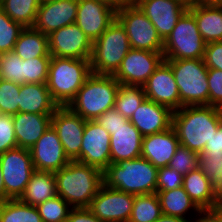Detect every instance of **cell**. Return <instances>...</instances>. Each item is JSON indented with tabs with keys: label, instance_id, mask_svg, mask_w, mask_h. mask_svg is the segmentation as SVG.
Listing matches in <instances>:
<instances>
[{
	"label": "cell",
	"instance_id": "1",
	"mask_svg": "<svg viewBox=\"0 0 222 222\" xmlns=\"http://www.w3.org/2000/svg\"><path fill=\"white\" fill-rule=\"evenodd\" d=\"M222 109L209 105L183 106L173 112L172 127L180 145L198 154L217 131Z\"/></svg>",
	"mask_w": 222,
	"mask_h": 222
},
{
	"label": "cell",
	"instance_id": "2",
	"mask_svg": "<svg viewBox=\"0 0 222 222\" xmlns=\"http://www.w3.org/2000/svg\"><path fill=\"white\" fill-rule=\"evenodd\" d=\"M54 174L57 195L72 208H88L103 184L101 170L78 161H70Z\"/></svg>",
	"mask_w": 222,
	"mask_h": 222
},
{
	"label": "cell",
	"instance_id": "3",
	"mask_svg": "<svg viewBox=\"0 0 222 222\" xmlns=\"http://www.w3.org/2000/svg\"><path fill=\"white\" fill-rule=\"evenodd\" d=\"M157 171L158 168L143 157L111 163L103 171V184L133 195L156 193Z\"/></svg>",
	"mask_w": 222,
	"mask_h": 222
},
{
	"label": "cell",
	"instance_id": "4",
	"mask_svg": "<svg viewBox=\"0 0 222 222\" xmlns=\"http://www.w3.org/2000/svg\"><path fill=\"white\" fill-rule=\"evenodd\" d=\"M91 74L90 59L51 56L46 85L58 106H68Z\"/></svg>",
	"mask_w": 222,
	"mask_h": 222
},
{
	"label": "cell",
	"instance_id": "5",
	"mask_svg": "<svg viewBox=\"0 0 222 222\" xmlns=\"http://www.w3.org/2000/svg\"><path fill=\"white\" fill-rule=\"evenodd\" d=\"M120 83L113 75L92 73L79 89L68 107L87 120H96L107 110L114 108Z\"/></svg>",
	"mask_w": 222,
	"mask_h": 222
},
{
	"label": "cell",
	"instance_id": "6",
	"mask_svg": "<svg viewBox=\"0 0 222 222\" xmlns=\"http://www.w3.org/2000/svg\"><path fill=\"white\" fill-rule=\"evenodd\" d=\"M131 46L125 28L115 21L93 42L91 71L98 75H114Z\"/></svg>",
	"mask_w": 222,
	"mask_h": 222
},
{
	"label": "cell",
	"instance_id": "7",
	"mask_svg": "<svg viewBox=\"0 0 222 222\" xmlns=\"http://www.w3.org/2000/svg\"><path fill=\"white\" fill-rule=\"evenodd\" d=\"M173 71L183 106L209 105L208 68L203 59L165 60Z\"/></svg>",
	"mask_w": 222,
	"mask_h": 222
},
{
	"label": "cell",
	"instance_id": "8",
	"mask_svg": "<svg viewBox=\"0 0 222 222\" xmlns=\"http://www.w3.org/2000/svg\"><path fill=\"white\" fill-rule=\"evenodd\" d=\"M204 42L194 15L187 9L163 42L164 60L203 59Z\"/></svg>",
	"mask_w": 222,
	"mask_h": 222
},
{
	"label": "cell",
	"instance_id": "9",
	"mask_svg": "<svg viewBox=\"0 0 222 222\" xmlns=\"http://www.w3.org/2000/svg\"><path fill=\"white\" fill-rule=\"evenodd\" d=\"M116 19L125 28L131 48L163 52V40L155 26L135 4L117 9Z\"/></svg>",
	"mask_w": 222,
	"mask_h": 222
},
{
	"label": "cell",
	"instance_id": "10",
	"mask_svg": "<svg viewBox=\"0 0 222 222\" xmlns=\"http://www.w3.org/2000/svg\"><path fill=\"white\" fill-rule=\"evenodd\" d=\"M5 194L8 199H19L35 171L28 149L16 147L0 155Z\"/></svg>",
	"mask_w": 222,
	"mask_h": 222
},
{
	"label": "cell",
	"instance_id": "11",
	"mask_svg": "<svg viewBox=\"0 0 222 222\" xmlns=\"http://www.w3.org/2000/svg\"><path fill=\"white\" fill-rule=\"evenodd\" d=\"M134 195L102 184L88 209L102 222H128Z\"/></svg>",
	"mask_w": 222,
	"mask_h": 222
},
{
	"label": "cell",
	"instance_id": "12",
	"mask_svg": "<svg viewBox=\"0 0 222 222\" xmlns=\"http://www.w3.org/2000/svg\"><path fill=\"white\" fill-rule=\"evenodd\" d=\"M163 60V52L131 48L113 77L120 84L143 86Z\"/></svg>",
	"mask_w": 222,
	"mask_h": 222
},
{
	"label": "cell",
	"instance_id": "13",
	"mask_svg": "<svg viewBox=\"0 0 222 222\" xmlns=\"http://www.w3.org/2000/svg\"><path fill=\"white\" fill-rule=\"evenodd\" d=\"M102 172L111 164L110 134L96 120H87L80 155L74 160Z\"/></svg>",
	"mask_w": 222,
	"mask_h": 222
},
{
	"label": "cell",
	"instance_id": "14",
	"mask_svg": "<svg viewBox=\"0 0 222 222\" xmlns=\"http://www.w3.org/2000/svg\"><path fill=\"white\" fill-rule=\"evenodd\" d=\"M49 54L54 57L90 59L93 42L76 25H66L48 35Z\"/></svg>",
	"mask_w": 222,
	"mask_h": 222
},
{
	"label": "cell",
	"instance_id": "15",
	"mask_svg": "<svg viewBox=\"0 0 222 222\" xmlns=\"http://www.w3.org/2000/svg\"><path fill=\"white\" fill-rule=\"evenodd\" d=\"M86 120L68 106H59L52 114L51 125L57 132L66 156L74 161L81 150Z\"/></svg>",
	"mask_w": 222,
	"mask_h": 222
},
{
	"label": "cell",
	"instance_id": "16",
	"mask_svg": "<svg viewBox=\"0 0 222 222\" xmlns=\"http://www.w3.org/2000/svg\"><path fill=\"white\" fill-rule=\"evenodd\" d=\"M117 10L100 0H78L76 25L92 41H96L115 21Z\"/></svg>",
	"mask_w": 222,
	"mask_h": 222
},
{
	"label": "cell",
	"instance_id": "17",
	"mask_svg": "<svg viewBox=\"0 0 222 222\" xmlns=\"http://www.w3.org/2000/svg\"><path fill=\"white\" fill-rule=\"evenodd\" d=\"M146 98L170 108H181V99L171 66L163 60L142 86Z\"/></svg>",
	"mask_w": 222,
	"mask_h": 222
},
{
	"label": "cell",
	"instance_id": "18",
	"mask_svg": "<svg viewBox=\"0 0 222 222\" xmlns=\"http://www.w3.org/2000/svg\"><path fill=\"white\" fill-rule=\"evenodd\" d=\"M34 169L56 172L71 160L66 156L57 132L50 125L38 141L29 149Z\"/></svg>",
	"mask_w": 222,
	"mask_h": 222
},
{
	"label": "cell",
	"instance_id": "19",
	"mask_svg": "<svg viewBox=\"0 0 222 222\" xmlns=\"http://www.w3.org/2000/svg\"><path fill=\"white\" fill-rule=\"evenodd\" d=\"M134 4L155 26L163 42L171 34L179 18L188 9L176 0H134Z\"/></svg>",
	"mask_w": 222,
	"mask_h": 222
},
{
	"label": "cell",
	"instance_id": "20",
	"mask_svg": "<svg viewBox=\"0 0 222 222\" xmlns=\"http://www.w3.org/2000/svg\"><path fill=\"white\" fill-rule=\"evenodd\" d=\"M78 0L41 1L33 28L45 35L76 22Z\"/></svg>",
	"mask_w": 222,
	"mask_h": 222
},
{
	"label": "cell",
	"instance_id": "21",
	"mask_svg": "<svg viewBox=\"0 0 222 222\" xmlns=\"http://www.w3.org/2000/svg\"><path fill=\"white\" fill-rule=\"evenodd\" d=\"M173 111L145 98L132 114L129 121L144 137L166 131L172 127Z\"/></svg>",
	"mask_w": 222,
	"mask_h": 222
},
{
	"label": "cell",
	"instance_id": "22",
	"mask_svg": "<svg viewBox=\"0 0 222 222\" xmlns=\"http://www.w3.org/2000/svg\"><path fill=\"white\" fill-rule=\"evenodd\" d=\"M179 145L176 132L171 127L166 131L144 136L141 145V157L157 168L165 167L169 165Z\"/></svg>",
	"mask_w": 222,
	"mask_h": 222
},
{
	"label": "cell",
	"instance_id": "23",
	"mask_svg": "<svg viewBox=\"0 0 222 222\" xmlns=\"http://www.w3.org/2000/svg\"><path fill=\"white\" fill-rule=\"evenodd\" d=\"M143 136L128 120L110 135L111 163L132 160L141 157Z\"/></svg>",
	"mask_w": 222,
	"mask_h": 222
},
{
	"label": "cell",
	"instance_id": "24",
	"mask_svg": "<svg viewBox=\"0 0 222 222\" xmlns=\"http://www.w3.org/2000/svg\"><path fill=\"white\" fill-rule=\"evenodd\" d=\"M12 117L18 147L29 150L51 125L52 114L18 112Z\"/></svg>",
	"mask_w": 222,
	"mask_h": 222
},
{
	"label": "cell",
	"instance_id": "25",
	"mask_svg": "<svg viewBox=\"0 0 222 222\" xmlns=\"http://www.w3.org/2000/svg\"><path fill=\"white\" fill-rule=\"evenodd\" d=\"M182 187L202 211L221 208L220 197L212 189L210 180L199 167L183 176Z\"/></svg>",
	"mask_w": 222,
	"mask_h": 222
},
{
	"label": "cell",
	"instance_id": "26",
	"mask_svg": "<svg viewBox=\"0 0 222 222\" xmlns=\"http://www.w3.org/2000/svg\"><path fill=\"white\" fill-rule=\"evenodd\" d=\"M58 107L46 84L24 83L20 85L18 112L53 114Z\"/></svg>",
	"mask_w": 222,
	"mask_h": 222
},
{
	"label": "cell",
	"instance_id": "27",
	"mask_svg": "<svg viewBox=\"0 0 222 222\" xmlns=\"http://www.w3.org/2000/svg\"><path fill=\"white\" fill-rule=\"evenodd\" d=\"M188 10L206 44L222 41V4L197 3Z\"/></svg>",
	"mask_w": 222,
	"mask_h": 222
},
{
	"label": "cell",
	"instance_id": "28",
	"mask_svg": "<svg viewBox=\"0 0 222 222\" xmlns=\"http://www.w3.org/2000/svg\"><path fill=\"white\" fill-rule=\"evenodd\" d=\"M156 194L163 215L194 221L202 212L183 187L169 191H158Z\"/></svg>",
	"mask_w": 222,
	"mask_h": 222
},
{
	"label": "cell",
	"instance_id": "29",
	"mask_svg": "<svg viewBox=\"0 0 222 222\" xmlns=\"http://www.w3.org/2000/svg\"><path fill=\"white\" fill-rule=\"evenodd\" d=\"M56 195L54 172L35 170L19 200L25 204L37 206Z\"/></svg>",
	"mask_w": 222,
	"mask_h": 222
},
{
	"label": "cell",
	"instance_id": "30",
	"mask_svg": "<svg viewBox=\"0 0 222 222\" xmlns=\"http://www.w3.org/2000/svg\"><path fill=\"white\" fill-rule=\"evenodd\" d=\"M13 52L22 60L36 57H51L49 54L48 36L33 27L24 28L20 33Z\"/></svg>",
	"mask_w": 222,
	"mask_h": 222
},
{
	"label": "cell",
	"instance_id": "31",
	"mask_svg": "<svg viewBox=\"0 0 222 222\" xmlns=\"http://www.w3.org/2000/svg\"><path fill=\"white\" fill-rule=\"evenodd\" d=\"M41 0H0V8L16 23L33 27Z\"/></svg>",
	"mask_w": 222,
	"mask_h": 222
},
{
	"label": "cell",
	"instance_id": "32",
	"mask_svg": "<svg viewBox=\"0 0 222 222\" xmlns=\"http://www.w3.org/2000/svg\"><path fill=\"white\" fill-rule=\"evenodd\" d=\"M0 222H42L36 206L8 199L0 204Z\"/></svg>",
	"mask_w": 222,
	"mask_h": 222
},
{
	"label": "cell",
	"instance_id": "33",
	"mask_svg": "<svg viewBox=\"0 0 222 222\" xmlns=\"http://www.w3.org/2000/svg\"><path fill=\"white\" fill-rule=\"evenodd\" d=\"M161 215L162 210L156 193L134 195L128 222H155Z\"/></svg>",
	"mask_w": 222,
	"mask_h": 222
},
{
	"label": "cell",
	"instance_id": "34",
	"mask_svg": "<svg viewBox=\"0 0 222 222\" xmlns=\"http://www.w3.org/2000/svg\"><path fill=\"white\" fill-rule=\"evenodd\" d=\"M145 98L146 95L142 86L120 84L114 108L123 117L130 119Z\"/></svg>",
	"mask_w": 222,
	"mask_h": 222
},
{
	"label": "cell",
	"instance_id": "35",
	"mask_svg": "<svg viewBox=\"0 0 222 222\" xmlns=\"http://www.w3.org/2000/svg\"><path fill=\"white\" fill-rule=\"evenodd\" d=\"M198 167L222 201V154H199Z\"/></svg>",
	"mask_w": 222,
	"mask_h": 222
},
{
	"label": "cell",
	"instance_id": "36",
	"mask_svg": "<svg viewBox=\"0 0 222 222\" xmlns=\"http://www.w3.org/2000/svg\"><path fill=\"white\" fill-rule=\"evenodd\" d=\"M42 222H66L72 207L56 195L36 206Z\"/></svg>",
	"mask_w": 222,
	"mask_h": 222
},
{
	"label": "cell",
	"instance_id": "37",
	"mask_svg": "<svg viewBox=\"0 0 222 222\" xmlns=\"http://www.w3.org/2000/svg\"><path fill=\"white\" fill-rule=\"evenodd\" d=\"M0 79L24 84V60L13 51L0 53Z\"/></svg>",
	"mask_w": 222,
	"mask_h": 222
},
{
	"label": "cell",
	"instance_id": "38",
	"mask_svg": "<svg viewBox=\"0 0 222 222\" xmlns=\"http://www.w3.org/2000/svg\"><path fill=\"white\" fill-rule=\"evenodd\" d=\"M24 28L11 20L0 8V53L13 51L14 45Z\"/></svg>",
	"mask_w": 222,
	"mask_h": 222
},
{
	"label": "cell",
	"instance_id": "39",
	"mask_svg": "<svg viewBox=\"0 0 222 222\" xmlns=\"http://www.w3.org/2000/svg\"><path fill=\"white\" fill-rule=\"evenodd\" d=\"M20 85L0 79V113L14 115L18 113Z\"/></svg>",
	"mask_w": 222,
	"mask_h": 222
},
{
	"label": "cell",
	"instance_id": "40",
	"mask_svg": "<svg viewBox=\"0 0 222 222\" xmlns=\"http://www.w3.org/2000/svg\"><path fill=\"white\" fill-rule=\"evenodd\" d=\"M51 57H36L24 60V83H43L48 79Z\"/></svg>",
	"mask_w": 222,
	"mask_h": 222
},
{
	"label": "cell",
	"instance_id": "41",
	"mask_svg": "<svg viewBox=\"0 0 222 222\" xmlns=\"http://www.w3.org/2000/svg\"><path fill=\"white\" fill-rule=\"evenodd\" d=\"M198 162V153L191 151L187 147L179 145L168 166L184 176L197 168Z\"/></svg>",
	"mask_w": 222,
	"mask_h": 222
},
{
	"label": "cell",
	"instance_id": "42",
	"mask_svg": "<svg viewBox=\"0 0 222 222\" xmlns=\"http://www.w3.org/2000/svg\"><path fill=\"white\" fill-rule=\"evenodd\" d=\"M18 147L12 115L0 113V155Z\"/></svg>",
	"mask_w": 222,
	"mask_h": 222
},
{
	"label": "cell",
	"instance_id": "43",
	"mask_svg": "<svg viewBox=\"0 0 222 222\" xmlns=\"http://www.w3.org/2000/svg\"><path fill=\"white\" fill-rule=\"evenodd\" d=\"M183 175L169 166L160 167L157 171V192L169 191L182 187Z\"/></svg>",
	"mask_w": 222,
	"mask_h": 222
},
{
	"label": "cell",
	"instance_id": "44",
	"mask_svg": "<svg viewBox=\"0 0 222 222\" xmlns=\"http://www.w3.org/2000/svg\"><path fill=\"white\" fill-rule=\"evenodd\" d=\"M209 106L222 109V71L208 69Z\"/></svg>",
	"mask_w": 222,
	"mask_h": 222
},
{
	"label": "cell",
	"instance_id": "45",
	"mask_svg": "<svg viewBox=\"0 0 222 222\" xmlns=\"http://www.w3.org/2000/svg\"><path fill=\"white\" fill-rule=\"evenodd\" d=\"M203 61L208 69L222 71V41L206 44Z\"/></svg>",
	"mask_w": 222,
	"mask_h": 222
},
{
	"label": "cell",
	"instance_id": "46",
	"mask_svg": "<svg viewBox=\"0 0 222 222\" xmlns=\"http://www.w3.org/2000/svg\"><path fill=\"white\" fill-rule=\"evenodd\" d=\"M129 119L123 117L115 108L107 110L96 121L111 135L114 130L124 125Z\"/></svg>",
	"mask_w": 222,
	"mask_h": 222
},
{
	"label": "cell",
	"instance_id": "47",
	"mask_svg": "<svg viewBox=\"0 0 222 222\" xmlns=\"http://www.w3.org/2000/svg\"><path fill=\"white\" fill-rule=\"evenodd\" d=\"M201 154H222V116L217 131L207 141Z\"/></svg>",
	"mask_w": 222,
	"mask_h": 222
},
{
	"label": "cell",
	"instance_id": "48",
	"mask_svg": "<svg viewBox=\"0 0 222 222\" xmlns=\"http://www.w3.org/2000/svg\"><path fill=\"white\" fill-rule=\"evenodd\" d=\"M66 222H102L88 208H72Z\"/></svg>",
	"mask_w": 222,
	"mask_h": 222
},
{
	"label": "cell",
	"instance_id": "49",
	"mask_svg": "<svg viewBox=\"0 0 222 222\" xmlns=\"http://www.w3.org/2000/svg\"><path fill=\"white\" fill-rule=\"evenodd\" d=\"M193 222H222V210H205Z\"/></svg>",
	"mask_w": 222,
	"mask_h": 222
},
{
	"label": "cell",
	"instance_id": "50",
	"mask_svg": "<svg viewBox=\"0 0 222 222\" xmlns=\"http://www.w3.org/2000/svg\"><path fill=\"white\" fill-rule=\"evenodd\" d=\"M100 1L109 4L116 10L134 4V0H100Z\"/></svg>",
	"mask_w": 222,
	"mask_h": 222
},
{
	"label": "cell",
	"instance_id": "51",
	"mask_svg": "<svg viewBox=\"0 0 222 222\" xmlns=\"http://www.w3.org/2000/svg\"><path fill=\"white\" fill-rule=\"evenodd\" d=\"M155 222H193V221L173 216H166L162 214Z\"/></svg>",
	"mask_w": 222,
	"mask_h": 222
},
{
	"label": "cell",
	"instance_id": "52",
	"mask_svg": "<svg viewBox=\"0 0 222 222\" xmlns=\"http://www.w3.org/2000/svg\"><path fill=\"white\" fill-rule=\"evenodd\" d=\"M7 200L8 198L6 197V194H5L3 176H2L1 166H0V204Z\"/></svg>",
	"mask_w": 222,
	"mask_h": 222
},
{
	"label": "cell",
	"instance_id": "53",
	"mask_svg": "<svg viewBox=\"0 0 222 222\" xmlns=\"http://www.w3.org/2000/svg\"><path fill=\"white\" fill-rule=\"evenodd\" d=\"M176 1L184 5L186 8H190L193 5L197 4L196 0H176Z\"/></svg>",
	"mask_w": 222,
	"mask_h": 222
},
{
	"label": "cell",
	"instance_id": "54",
	"mask_svg": "<svg viewBox=\"0 0 222 222\" xmlns=\"http://www.w3.org/2000/svg\"><path fill=\"white\" fill-rule=\"evenodd\" d=\"M197 3L222 4V0H196Z\"/></svg>",
	"mask_w": 222,
	"mask_h": 222
}]
</instances>
